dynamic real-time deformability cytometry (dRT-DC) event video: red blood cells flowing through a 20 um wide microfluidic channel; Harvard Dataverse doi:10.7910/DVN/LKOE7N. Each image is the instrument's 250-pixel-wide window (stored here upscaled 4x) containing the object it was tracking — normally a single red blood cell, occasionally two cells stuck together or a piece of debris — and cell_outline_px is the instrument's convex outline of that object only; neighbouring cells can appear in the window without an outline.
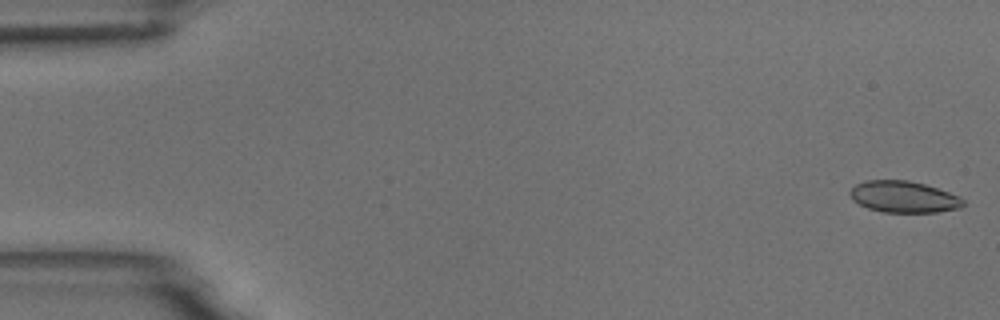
{"species": "common noctule bat (a hibernating species)", "species_latin": "Nyctalus noctula", "temperature_condition": "room temperature", "stored_images_in_passage": 53, "camera_frame_rate_fps": 3000, "um_per_image_px": 0.085, "animal": {"sex": "male", "body_mass_g": 18.8}, "frame": {"image": 1, "passage_image": 1, "time_ms": 0.0, "image_size_px": [1000, 320], "cell_outline_px": [[964, 204], [960, 208], [936, 212], [884, 212], [868, 208], [852, 200], [848, 192], [856, 184], [868, 180], [908, 180], [924, 184], [960, 196], [964, 200]], "centroid_in_image_um": [76.8, 16.73], "position_along_channel_um": 8.2, "area_um2": 20.69}}
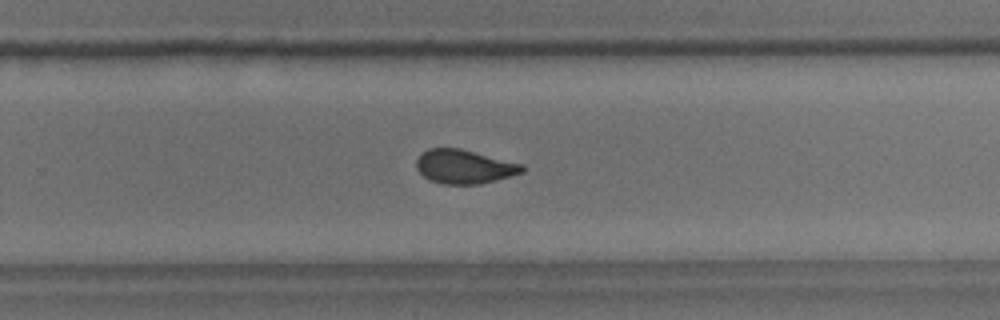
{"frame": {"image": 2, "passage_image": 35, "time_ms": 11.333, "image_size_px": [1000, 320], "cell_outline_px": [[524, 172], [496, 180], [480, 184], [444, 184], [428, 180], [416, 168], [416, 160], [428, 148], [460, 148], [524, 164]], "centroid_in_image_um": [39.47, 14.17], "position_along_channel_um": 290.3, "area_um2": 20.92}}
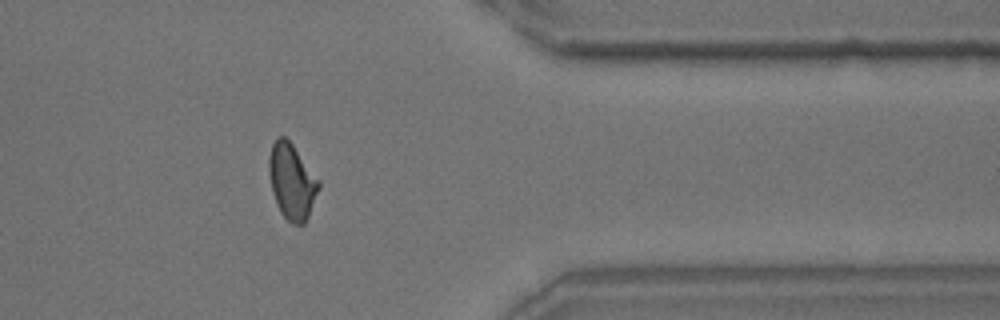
{"frame": {"image": 3, "passage_image": 44, "time_ms": 14.333, "image_size_px": [1000, 320], "cell_outline_px": [[320, 188], [308, 216], [304, 224], [292, 224], [280, 212], [272, 192], [268, 168], [268, 160], [272, 144], [276, 136], [284, 136], [292, 144], [320, 180]], "centroid_in_image_um": [24.8, 15.41], "position_along_channel_um": 386.6, "area_um2": 21.91}}